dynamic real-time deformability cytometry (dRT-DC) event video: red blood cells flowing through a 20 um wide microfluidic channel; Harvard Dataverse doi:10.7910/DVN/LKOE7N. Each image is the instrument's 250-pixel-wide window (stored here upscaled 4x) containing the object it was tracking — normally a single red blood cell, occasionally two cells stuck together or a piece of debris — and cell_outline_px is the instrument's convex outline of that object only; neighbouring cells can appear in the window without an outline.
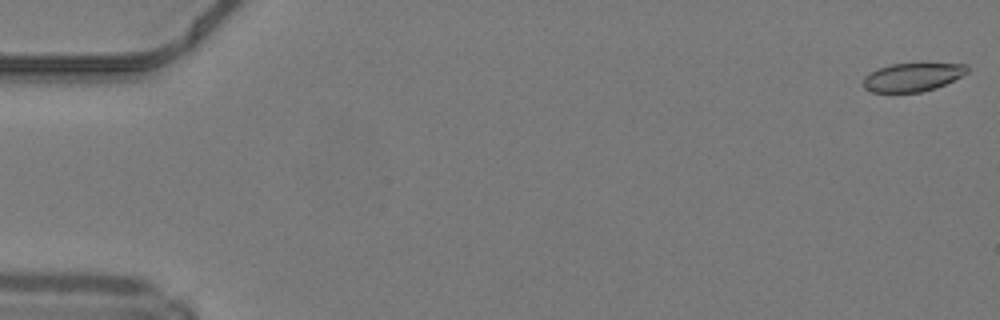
{"species": "common noctule bat (a hibernating species)", "species_latin": "Nyctalus noctula", "temperature_condition": "warm", "stored_images_in_passage": 50, "camera_frame_rate_fps": 3000, "um_per_image_px": 0.085, "animal": {"sex": "male", "body_mass_g": 19.2, "forearm_length_mm": 51.8}, "frame": {"image": 1, "passage_image": 1, "time_ms": 0.0, "image_size_px": [1000, 320], "cell_outline_px": [[968, 72], [936, 88], [920, 92], [872, 92], [864, 88], [864, 76], [880, 68], [892, 64], [964, 64], [968, 68]], "centroid_in_image_um": [77.54, 6.57], "position_along_channel_um": 7.5, "area_um2": 16.76}}
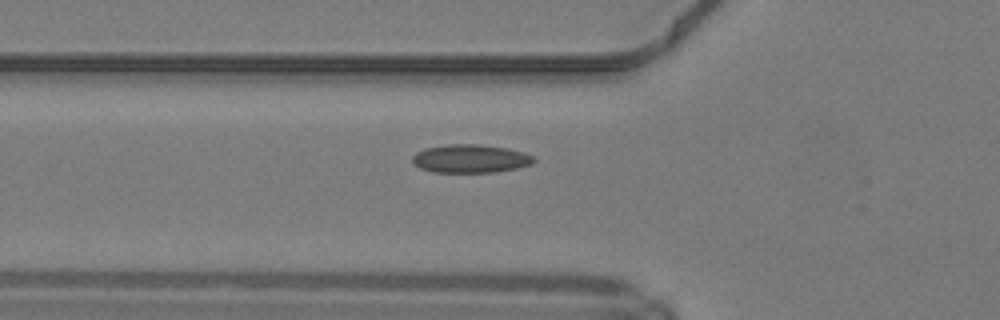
{"frame": {"image": 2, "passage_image": 18, "time_ms": 5.667, "image_size_px": [1000, 320], "cell_outline_px": [[536, 160], [532, 164], [516, 168], [496, 172], [432, 172], [420, 168], [412, 160], [412, 156], [416, 152], [424, 148], [448, 144], [480, 144], [508, 148], [524, 152], [536, 156]], "centroid_in_image_um": [40.02, 13.48], "position_along_channel_um": 85.8, "area_um2": 20.23}}
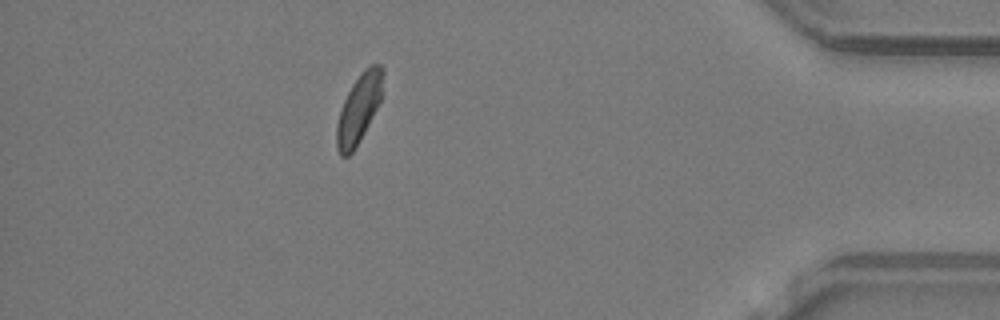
{"frame": {"image": 3, "passage_image": 44, "time_ms": 14.333, "image_size_px": [1000, 320], "cell_outline_px": [[384, 72], [380, 100], [356, 148], [348, 156], [340, 156], [336, 148], [336, 124], [344, 100], [352, 84], [360, 72], [364, 68], [372, 64], [380, 64], [384, 68]], "centroid_in_image_um": [30.49, 9.22], "position_along_channel_um": 404.7, "area_um2": 18.44}, "authors_computed_cell_mechanics": {"area_um2": 18.9873, "velocity_mm_per_s": 4.2119, "shape_relaxation_time_tau1_ms": 9.7867, "shape_relaxation_time_tau2_ms": 2.0973, "deformation_change_tau1": 0.1542, "deformation_change_tau2": 0.064}}